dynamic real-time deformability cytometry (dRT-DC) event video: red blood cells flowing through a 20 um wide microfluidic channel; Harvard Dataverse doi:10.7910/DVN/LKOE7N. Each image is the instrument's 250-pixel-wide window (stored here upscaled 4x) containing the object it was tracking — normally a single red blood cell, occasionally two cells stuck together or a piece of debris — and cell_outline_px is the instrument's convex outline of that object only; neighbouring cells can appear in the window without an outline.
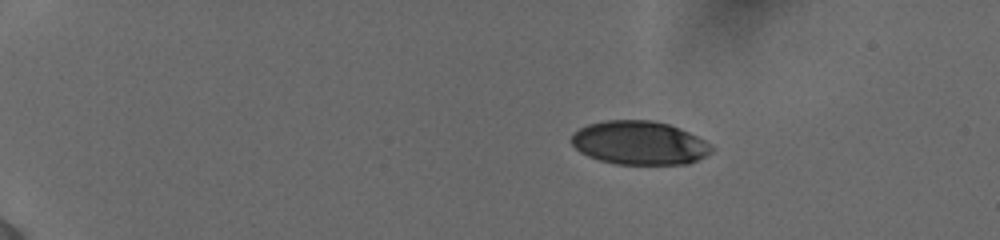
{"species": "human", "species_latin": "Homo sapiens", "temperature_condition": "cold", "stored_images_in_passage": 45, "camera_frame_rate_fps": 3000, "um_per_image_px": 0.085, "donor": {"sex": "female"}, "frame": {"image": 1, "passage_image": 1, "time_ms": 0.0, "image_size_px": [1000, 240], "cell_outline_px": [[712, 152], [688, 164], [616, 164], [600, 160], [588, 156], [580, 152], [572, 144], [572, 132], [588, 124], [604, 120], [652, 120], [668, 124], [680, 128], [712, 144]], "centroid_in_image_um": [54.34, 12.14], "position_along_channel_um": 30.7, "area_um2": 35.6}}
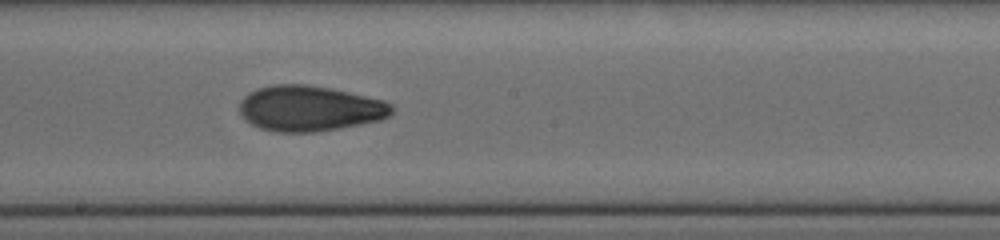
{"frame": {"image": 2, "passage_image": 24, "time_ms": 7.667, "image_size_px": [1000, 240], "cell_outline_px": [[392, 112], [388, 116], [380, 120], [340, 128], [316, 132], [276, 132], [260, 128], [244, 120], [240, 112], [240, 100], [244, 96], [260, 88], [272, 84], [304, 84], [332, 88], [384, 100], [392, 104]], "centroid_in_image_um": [26.32, 9.22], "position_along_channel_um": 221.9, "area_um2": 40.4}}
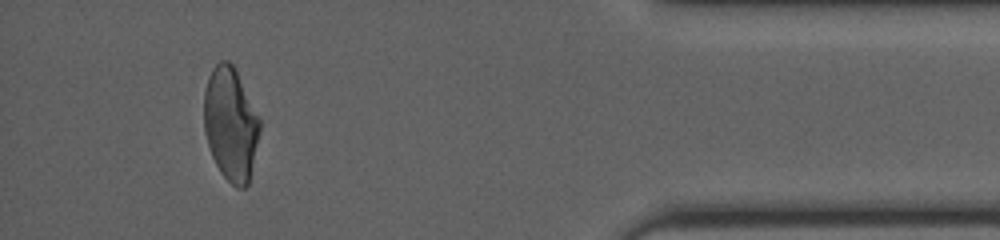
{"frame": {"image": 3, "passage_image": 42, "time_ms": 13.667, "image_size_px": [1000, 240], "cell_outline_px": [[260, 132], [248, 184], [244, 188], [236, 188], [220, 172], [212, 156], [208, 144], [204, 128], [204, 88], [208, 76], [212, 68], [220, 60], [228, 60], [232, 64], [260, 116]], "centroid_in_image_um": [19.6, 10.52], "position_along_channel_um": 415.6, "area_um2": 36.88}, "authors_computed_cell_mechanics": {"area_um2": 38.6682, "velocity_mm_per_s": 3.8909, "shape_relaxation_time_tau1_ms": 8.315, "shape_relaxation_time_tau2_ms": 2.4614, "deformation_change_tau1": 0.2229, "deformation_change_tau2": 0.0794}}